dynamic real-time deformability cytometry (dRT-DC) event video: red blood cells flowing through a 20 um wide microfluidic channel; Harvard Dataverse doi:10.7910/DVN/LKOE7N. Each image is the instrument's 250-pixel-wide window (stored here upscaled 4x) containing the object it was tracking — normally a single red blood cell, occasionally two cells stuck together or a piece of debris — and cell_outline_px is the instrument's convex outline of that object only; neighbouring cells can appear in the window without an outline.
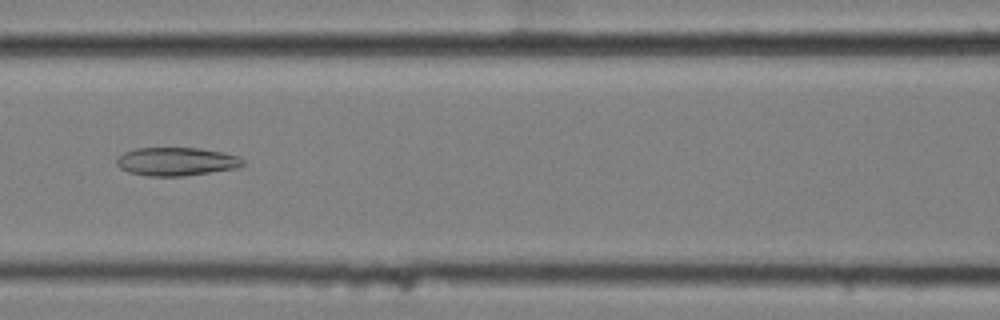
{"species": "common noctule bat (a hibernating species)", "species_latin": "Nyctalus noctula", "temperature_condition": "cold", "stored_images_in_passage": 16, "camera_frame_rate_fps": 3000, "um_per_image_px": 0.085, "animal": {"sex": "female", "body_mass_g": 25.1}, "frame": {"image": 1, "passage_image": 7, "time_ms": 2.0, "image_size_px": [1000, 320], "cell_outline_px": [[244, 164], [236, 168], [184, 176], [148, 176], [128, 172], [120, 168], [116, 164], [116, 160], [124, 152], [136, 148], [200, 148], [240, 156], [244, 160]], "centroid_in_image_um": [14.98, 13.73], "position_along_channel_um": 151.6, "area_um2": 20.81}}
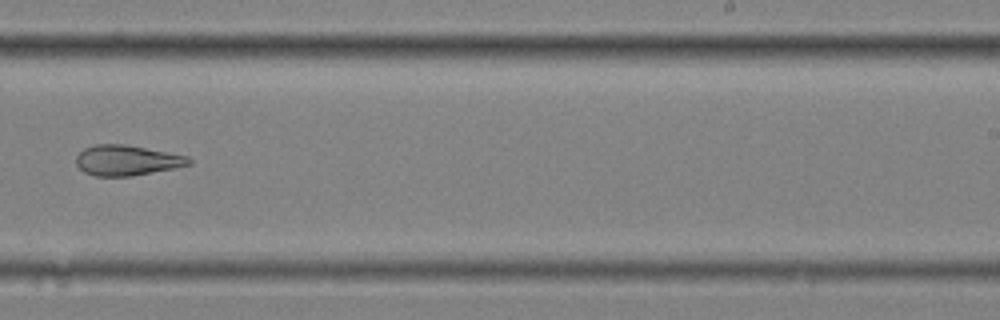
{"frame": {"image": 2, "passage_image": 10, "time_ms": 3.0, "image_size_px": [1000, 320], "cell_outline_px": [[192, 164], [132, 176], [92, 176], [84, 172], [76, 164], [76, 156], [84, 148], [92, 144], [124, 144], [188, 156], [192, 160]], "centroid_in_image_um": [10.75, 13.62], "position_along_channel_um": 278.3, "area_um2": 19.88}}